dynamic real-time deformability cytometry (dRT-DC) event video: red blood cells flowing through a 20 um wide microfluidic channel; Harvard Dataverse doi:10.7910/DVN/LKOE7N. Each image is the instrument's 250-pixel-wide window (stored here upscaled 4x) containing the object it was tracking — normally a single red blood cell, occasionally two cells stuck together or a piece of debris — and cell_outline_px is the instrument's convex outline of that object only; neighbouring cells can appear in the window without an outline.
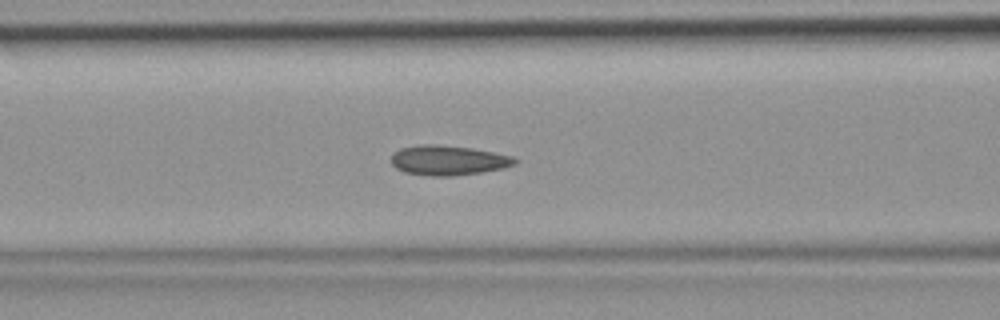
{"species": "common noctule bat (a hibernating species)", "species_latin": "Nyctalus noctula", "temperature_condition": "room temperature", "stored_images_in_passage": 46, "camera_frame_rate_fps": 3000, "um_per_image_px": 0.085, "animal": {"sex": "female", "body_mass_g": 19.9}, "frame": {"image": 1, "passage_image": 19, "time_ms": 6.0, "image_size_px": [1000, 320], "cell_outline_px": [[516, 164], [504, 168], [480, 172], [452, 176], [432, 176], [404, 172], [396, 168], [392, 164], [392, 152], [400, 148], [420, 144], [436, 144], [472, 148], [512, 156], [516, 160]], "centroid_in_image_um": [38.06, 13.62], "position_along_channel_um": 128.5, "area_um2": 21.44}}
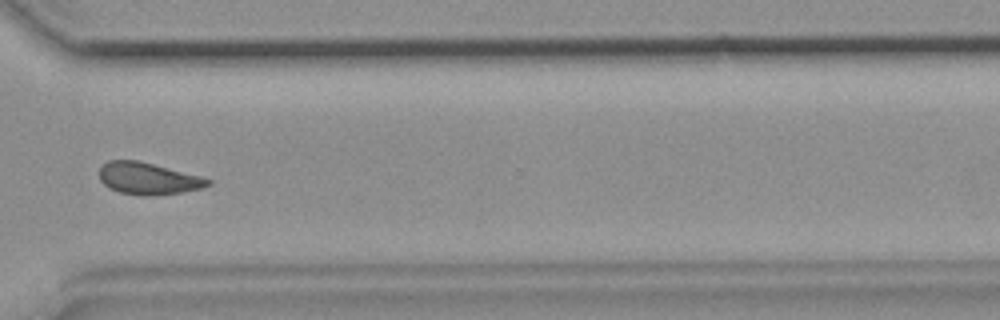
{"frame": {"image": 2, "passage_image": 35, "time_ms": 11.333, "image_size_px": [1000, 320], "cell_outline_px": [[212, 184], [200, 188], [180, 192], [144, 196], [140, 196], [120, 192], [104, 184], [100, 180], [100, 168], [108, 160], [140, 160], [200, 176], [212, 180]], "centroid_in_image_um": [12.59, 15.16], "position_along_channel_um": 358.0, "area_um2": 20.0}}
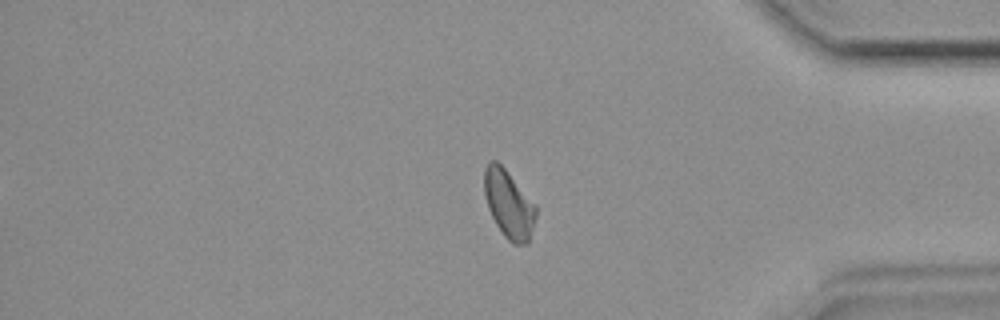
{"frame": {"image": 3, "passage_image": 39, "time_ms": 12.667, "image_size_px": [1000, 320], "cell_outline_px": [[536, 216], [528, 244], [512, 244], [504, 236], [496, 224], [488, 208], [484, 192], [484, 168], [488, 160], [496, 160], [504, 168], [536, 204]], "centroid_in_image_um": [43.24, 17.35], "position_along_channel_um": 392.0, "area_um2": 20.46}}